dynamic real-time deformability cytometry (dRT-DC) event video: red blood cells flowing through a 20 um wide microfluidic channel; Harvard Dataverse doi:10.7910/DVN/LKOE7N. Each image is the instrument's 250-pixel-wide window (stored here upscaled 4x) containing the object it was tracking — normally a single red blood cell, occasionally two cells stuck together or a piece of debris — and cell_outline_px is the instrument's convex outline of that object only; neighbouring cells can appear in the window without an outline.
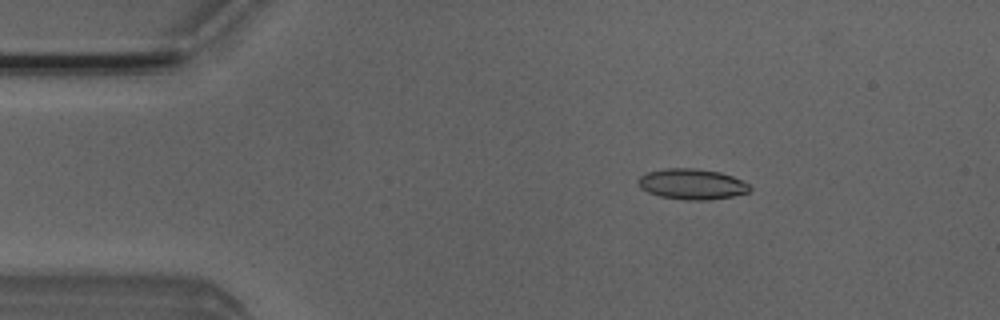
{"species": "Egyptian fruit bat (a non-hibernating species)", "species_latin": "Rousettus aegyptiacus", "temperature_condition": "room temperature", "stored_images_in_passage": 50, "camera_frame_rate_fps": 3000, "um_per_image_px": 0.085, "animal": {"sex": "male"}, "frame": {"image": 1, "passage_image": 8, "time_ms": 2.333, "image_size_px": [1000, 320], "cell_outline_px": [[752, 188], [748, 192], [732, 196], [708, 200], [684, 200], [660, 196], [648, 192], [640, 188], [636, 180], [640, 176], [648, 172], [664, 168], [692, 168], [720, 172], [732, 176], [748, 184]], "centroid_in_image_um": [58.78, 15.65], "position_along_channel_um": 26.2, "area_um2": 19.88}}
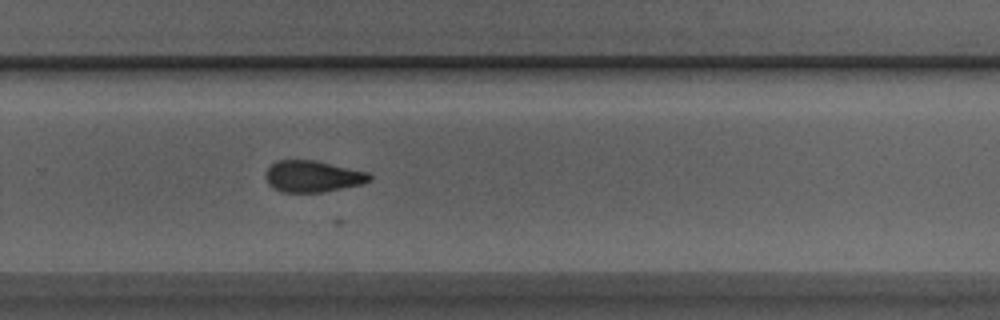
{"frame": {"image": 2, "passage_image": 33, "time_ms": 10.667, "image_size_px": [1000, 320], "cell_outline_px": [[372, 180], [364, 184], [324, 192], [280, 192], [272, 188], [268, 184], [264, 176], [264, 172], [276, 160], [316, 160], [368, 172], [372, 176]], "centroid_in_image_um": [26.57, 14.99], "position_along_channel_um": 303.2, "area_um2": 19.42}}
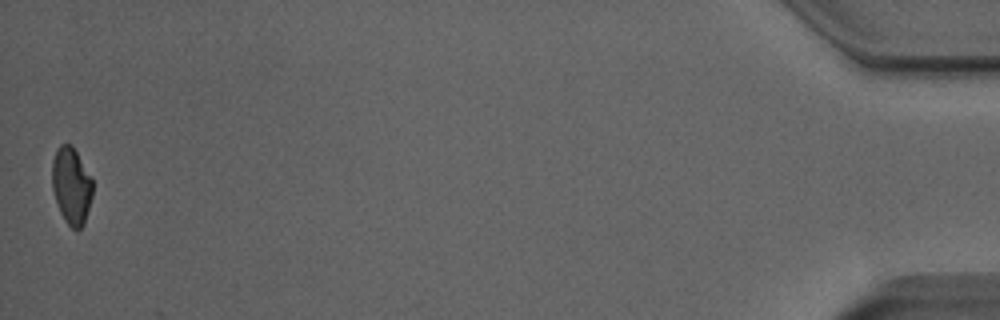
{"frame": {"image": 3, "passage_image": 50, "time_ms": 16.333, "image_size_px": [1000, 320], "cell_outline_px": [[92, 196], [84, 224], [76, 232], [64, 220], [60, 212], [52, 188], [52, 160], [56, 148], [60, 144], [72, 144], [92, 176]], "centroid_in_image_um": [6.07, 15.76], "position_along_channel_um": 429.1, "area_um2": 18.44}}